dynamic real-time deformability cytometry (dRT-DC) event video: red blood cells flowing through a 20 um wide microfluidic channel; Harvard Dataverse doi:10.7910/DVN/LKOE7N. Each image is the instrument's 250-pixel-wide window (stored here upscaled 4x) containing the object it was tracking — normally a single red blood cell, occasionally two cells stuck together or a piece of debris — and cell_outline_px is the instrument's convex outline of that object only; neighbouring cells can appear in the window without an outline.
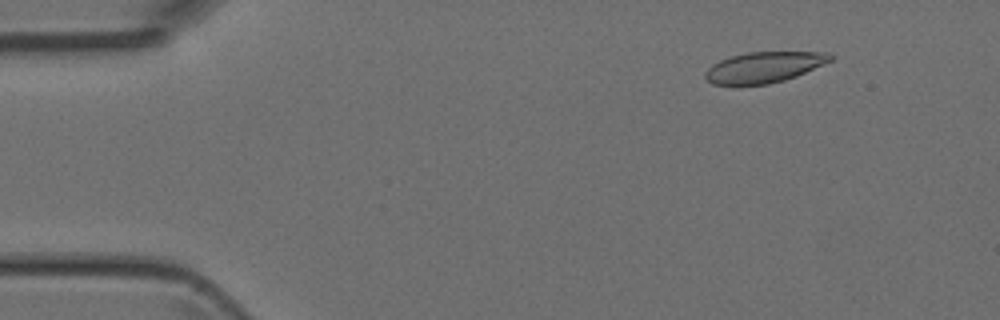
{"species": "Egyptian fruit bat (a non-hibernating species)", "species_latin": "Rousettus aegyptiacus", "temperature_condition": "room temperature", "stored_images_in_passage": 48, "camera_frame_rate_fps": 3000, "um_per_image_px": 0.085, "animal": {"sex": "female"}, "frame": {"image": 1, "passage_image": 6, "time_ms": 1.667, "image_size_px": [1000, 320], "cell_outline_px": [[836, 56], [832, 60], [796, 76], [784, 80], [768, 84], [712, 84], [704, 76], [704, 72], [712, 64], [720, 60], [732, 56], [748, 52], [828, 52]], "centroid_in_image_um": [64.96, 5.7], "position_along_channel_um": 20.0, "area_um2": 22.25}}
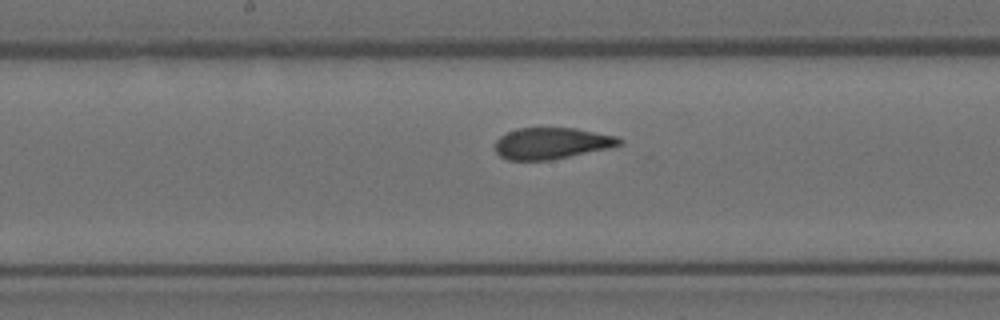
{"frame": {"image": 2, "passage_image": 25, "time_ms": 8.0, "image_size_px": [1000, 320], "cell_outline_px": [[624, 140], [620, 144], [608, 148], [548, 160], [508, 160], [500, 156], [496, 152], [496, 140], [500, 136], [516, 128], [576, 128], [616, 136]], "centroid_in_image_um": [46.86, 12.17], "position_along_channel_um": 201.3, "area_um2": 22.48}}
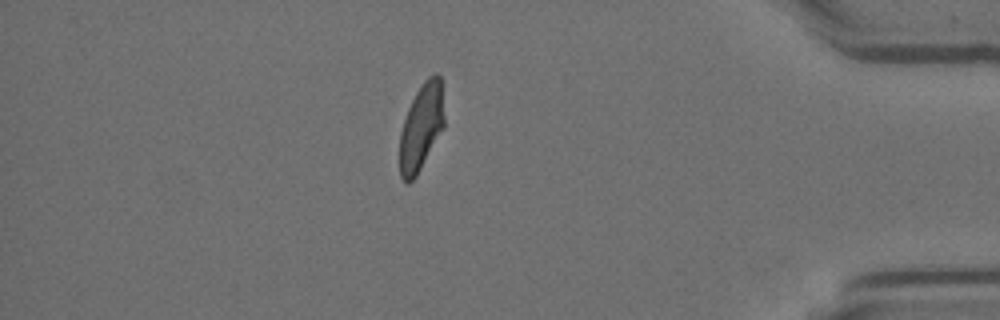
{"frame": {"image": 3, "passage_image": 42, "time_ms": 13.667, "image_size_px": [1000, 320], "cell_outline_px": [[444, 128], [416, 176], [408, 184], [404, 184], [400, 176], [400, 132], [408, 108], [416, 92], [424, 80], [428, 76], [436, 72], [440, 76], [444, 116]], "centroid_in_image_um": [35.81, 10.82], "position_along_channel_um": 399.4, "area_um2": 22.54}}